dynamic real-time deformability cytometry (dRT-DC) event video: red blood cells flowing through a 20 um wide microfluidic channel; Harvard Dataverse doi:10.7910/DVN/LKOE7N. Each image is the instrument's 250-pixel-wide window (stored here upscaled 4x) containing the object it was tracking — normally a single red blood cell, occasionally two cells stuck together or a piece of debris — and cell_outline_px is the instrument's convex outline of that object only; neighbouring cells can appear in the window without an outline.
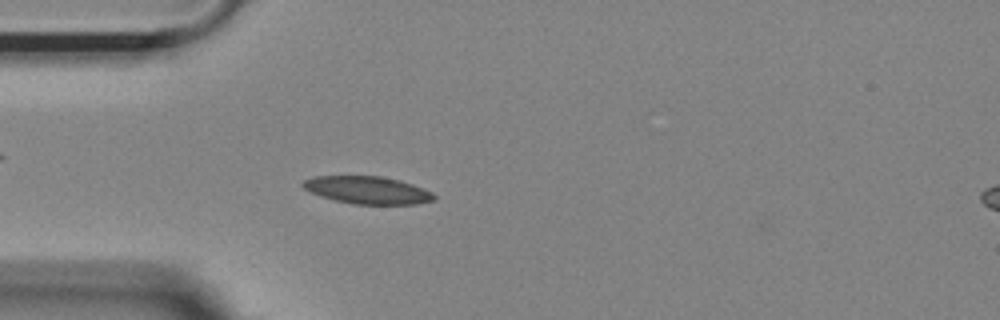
{"species": "Egyptian fruit bat (a non-hibernating species)", "species_latin": "Rousettus aegyptiacus", "temperature_condition": "room temperature", "stored_images_in_passage": 53, "camera_frame_rate_fps": 3000, "um_per_image_px": 0.085, "animal": {"sex": "female"}, "frame": {"image": 1, "passage_image": 14, "time_ms": 4.333, "image_size_px": [1000, 320], "cell_outline_px": [[436, 200], [416, 204], [352, 204], [320, 196], [304, 188], [300, 184], [304, 180], [312, 176], [380, 176], [400, 180], [424, 188], [432, 192], [436, 196]], "centroid_in_image_um": [31.26, 16.15], "position_along_channel_um": 53.7, "area_um2": 21.1}}
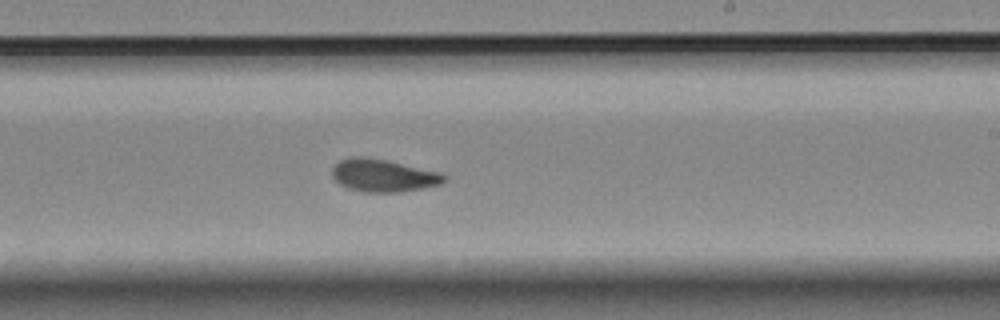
{"frame": {"image": 2, "passage_image": 31, "time_ms": 10.0, "image_size_px": [1000, 320], "cell_outline_px": [[448, 180], [440, 184], [400, 192], [364, 192], [348, 188], [340, 184], [332, 176], [332, 168], [340, 160], [352, 156], [364, 156], [384, 160], [440, 172], [448, 176]], "centroid_in_image_um": [32.58, 14.92], "position_along_channel_um": 256.4, "area_um2": 21.15}}
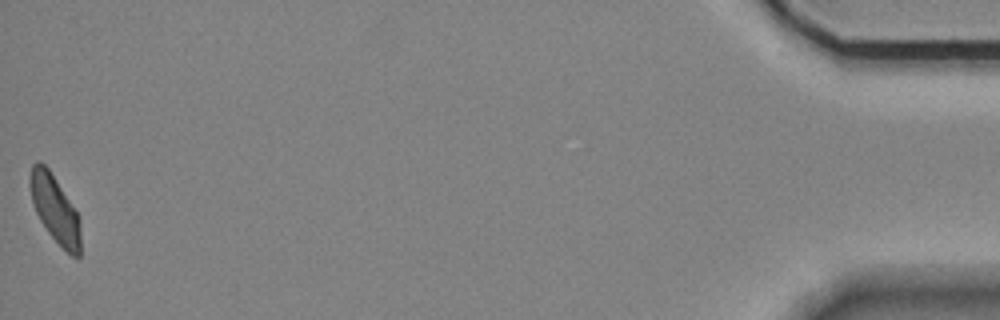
{"frame": {"image": 3, "passage_image": 53, "time_ms": 17.333, "image_size_px": [1000, 320], "cell_outline_px": [[80, 256], [72, 256], [48, 232], [40, 220], [36, 212], [32, 200], [28, 184], [28, 180], [32, 164], [36, 160], [40, 160], [48, 168], [76, 212], [80, 220]], "centroid_in_image_um": [4.63, 17.72], "position_along_channel_um": 430.6, "area_um2": 19.48}, "authors_computed_cell_mechanics": {"area_um2": 20.519, "velocity_mm_per_s": 3.6666, "shape_relaxation_time_tau1_ms": 4.2019, "shape_relaxation_time_tau2_ms": 2.3207, "deformation_change_tau1": 0.1122, "deformation_change_tau2": 0.0586}}